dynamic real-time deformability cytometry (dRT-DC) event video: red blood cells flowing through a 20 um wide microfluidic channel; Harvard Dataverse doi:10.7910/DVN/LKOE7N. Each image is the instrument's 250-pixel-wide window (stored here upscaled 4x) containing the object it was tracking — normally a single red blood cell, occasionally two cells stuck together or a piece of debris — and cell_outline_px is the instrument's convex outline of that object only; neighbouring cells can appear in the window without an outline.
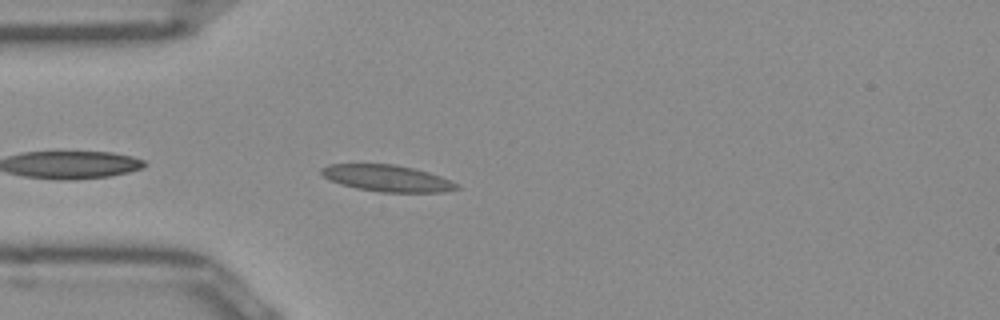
{"species": "Egyptian fruit bat (a non-hibernating species)", "species_latin": "Rousettus aegyptiacus", "temperature_condition": "room temperature", "stored_images_in_passage": 22, "camera_frame_rate_fps": 3000, "um_per_image_px": 0.085, "frame": {"image": 1, "passage_image": 3, "time_ms": 0.667, "image_size_px": [1000, 320], "cell_outline_px": [[460, 188], [444, 192], [380, 192], [356, 188], [340, 184], [324, 176], [320, 172], [320, 168], [328, 164], [392, 164], [412, 168], [428, 172], [440, 176], [460, 184]], "centroid_in_image_um": [32.92, 15.15], "position_along_channel_um": 52.1, "area_um2": 20.87}}
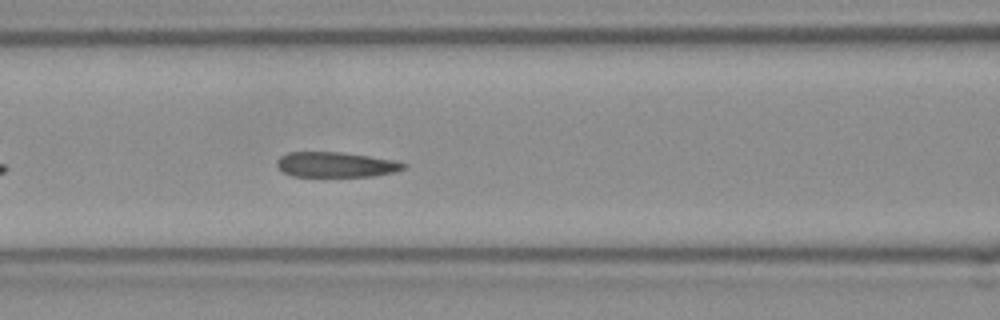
{"frame": {"image": 2, "passage_image": 10, "time_ms": 3.0, "image_size_px": [1000, 320], "cell_outline_px": [[408, 164], [404, 168], [396, 172], [372, 176], [292, 176], [284, 172], [276, 164], [276, 160], [280, 156], [288, 152], [340, 152], [368, 156], [392, 160]], "centroid_in_image_um": [28.53, 13.99], "position_along_channel_um": 138.1, "area_um2": 18.44}}
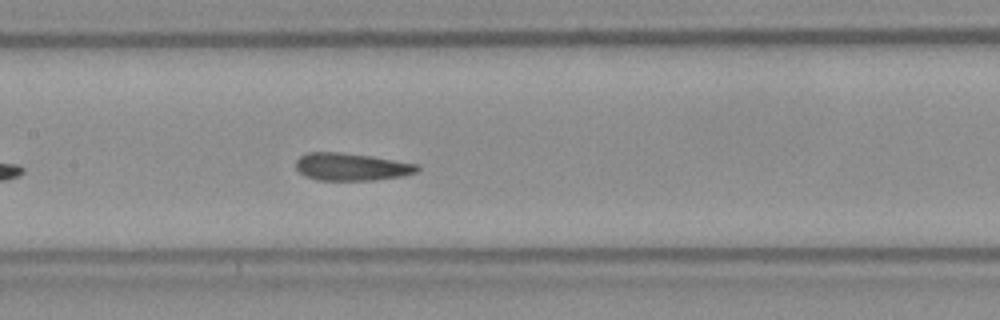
{"frame": {"image": 3, "passage_image": 13, "time_ms": 4.0, "image_size_px": [1000, 320], "cell_outline_px": [[420, 168], [416, 172], [400, 176], [376, 180], [316, 180], [304, 176], [296, 168], [296, 160], [300, 156], [308, 152], [340, 152], [372, 156], [420, 164]], "centroid_in_image_um": [29.87, 14.17], "position_along_channel_um": 177.5, "area_um2": 19.59}}